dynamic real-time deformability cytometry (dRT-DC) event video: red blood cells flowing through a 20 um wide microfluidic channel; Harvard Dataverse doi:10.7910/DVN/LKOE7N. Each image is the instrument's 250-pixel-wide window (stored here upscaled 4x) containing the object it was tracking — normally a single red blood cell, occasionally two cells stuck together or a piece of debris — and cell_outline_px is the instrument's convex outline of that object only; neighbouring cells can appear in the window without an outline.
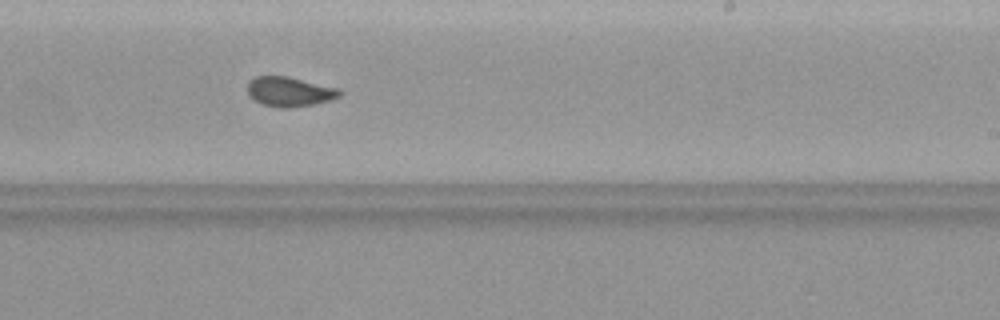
{"species": "common noctule bat (a hibernating species)", "species_latin": "Nyctalus noctula", "temperature_condition": "warm", "stored_images_in_passage": 44, "camera_frame_rate_fps": 3000, "um_per_image_px": 0.085, "animal": {"sex": "female", "body_mass_g": 19.9}, "frame": {"image": 1, "passage_image": 26, "time_ms": 8.333, "image_size_px": [1000, 320], "cell_outline_px": [[344, 92], [340, 96], [332, 100], [292, 108], [280, 108], [264, 104], [248, 96], [248, 80], [256, 76], [288, 76], [336, 88]], "centroid_in_image_um": [24.6, 7.79], "position_along_channel_um": 264.4, "area_um2": 15.9}}